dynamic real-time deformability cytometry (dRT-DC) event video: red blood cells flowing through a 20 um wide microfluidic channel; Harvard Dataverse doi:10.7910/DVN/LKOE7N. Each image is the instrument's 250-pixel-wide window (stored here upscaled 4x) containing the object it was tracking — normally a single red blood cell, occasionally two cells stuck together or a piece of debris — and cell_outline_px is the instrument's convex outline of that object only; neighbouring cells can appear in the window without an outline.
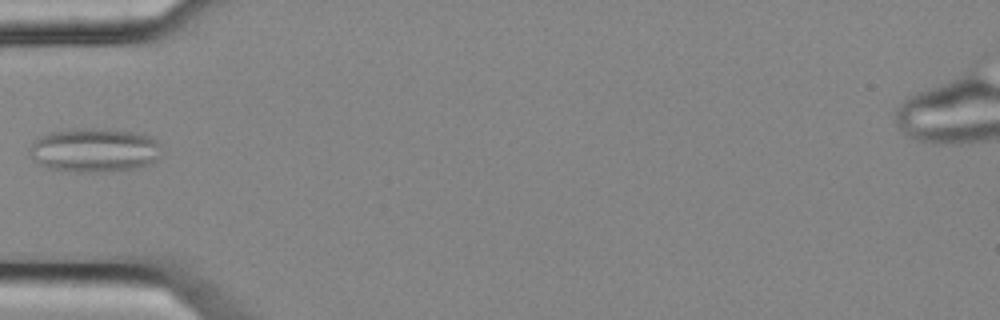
{"species": "common noctule bat (a hibernating species)", "species_latin": "Nyctalus noctula", "temperature_condition": "cold", "stored_images_in_passage": 6, "camera_frame_rate_fps": 3000, "um_per_image_px": 0.085, "animal": {"sex": "female", "body_mass_g": 25.1}, "frame": {"image": 1, "passage_image": 2, "time_ms": 0.333, "image_size_px": [1000, 320], "cell_outline_px": [[160, 156], [152, 164], [132, 168], [100, 172], [80, 172], [48, 168], [40, 164], [28, 152], [28, 148], [44, 132], [84, 128], [100, 128], [136, 132], [152, 136], [160, 144]], "centroid_in_image_um": [8.04, 12.74], "position_along_channel_um": 77.0, "area_um2": 34.04}}
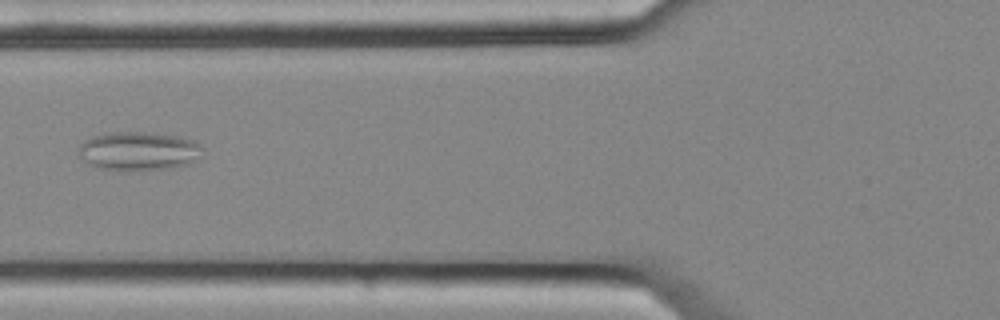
{"frame": {"image": 2, "passage_image": 3, "time_ms": 0.667, "image_size_px": [1000, 320], "cell_outline_px": [[200, 156], [188, 164], [172, 168], [128, 172], [96, 168], [84, 160], [80, 156], [80, 144], [84, 140], [92, 136], [112, 132], [144, 132], [176, 136], [196, 140], [200, 144]], "centroid_in_image_um": [11.77, 12.86], "position_along_channel_um": 114.0, "area_um2": 28.21}}
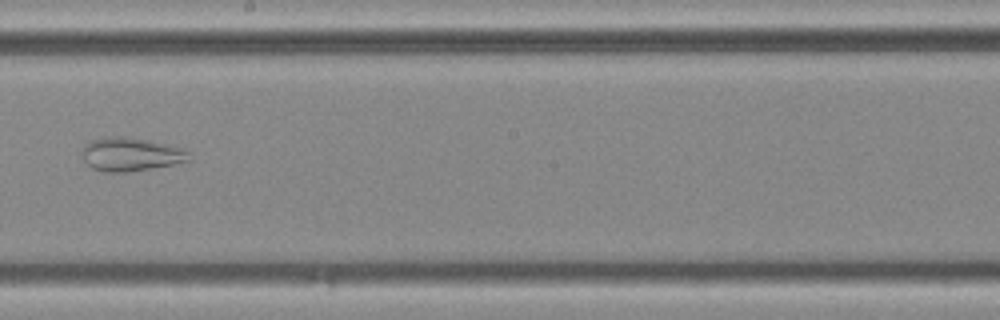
{"frame": {"image": 3, "passage_image": 6, "time_ms": 1.667, "image_size_px": [1000, 320], "cell_outline_px": [[188, 160], [172, 164], [128, 172], [104, 172], [92, 168], [84, 160], [80, 152], [84, 144], [92, 140], [108, 136], [120, 136], [148, 140], [180, 148], [188, 152]], "centroid_in_image_um": [11.01, 13.11], "position_along_channel_um": 237.2, "area_um2": 20.58}}